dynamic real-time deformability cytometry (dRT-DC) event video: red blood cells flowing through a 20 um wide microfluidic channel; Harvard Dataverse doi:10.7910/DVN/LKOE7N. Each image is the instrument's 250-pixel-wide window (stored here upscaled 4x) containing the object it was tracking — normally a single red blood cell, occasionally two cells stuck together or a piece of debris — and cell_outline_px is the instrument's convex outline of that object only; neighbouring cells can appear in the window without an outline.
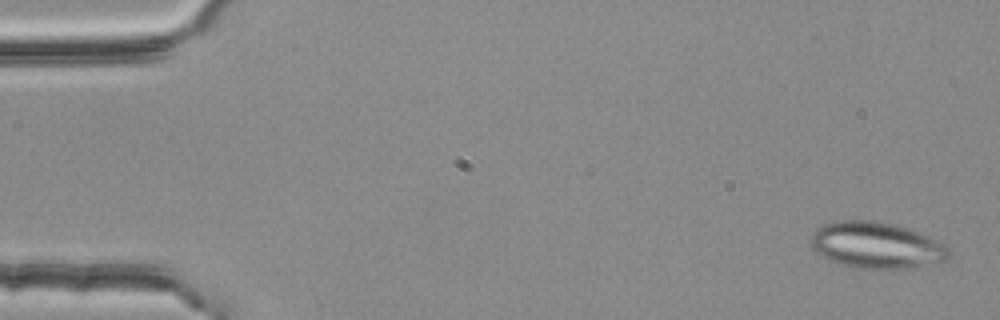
{"species": "common noctule bat (a hibernating species)", "species_latin": "Nyctalus noctula", "temperature_condition": "room temperature", "stored_images_in_passage": 4, "camera_frame_rate_fps": 3000, "um_per_image_px": 0.085, "animal": {"sex": "female", "body_mass_g": 25.1}, "frame": {"image": 1, "passage_image": 1, "time_ms": 0.0, "image_size_px": [1000, 320], "cell_outline_px": [[952, 256], [944, 260], [912, 268], [856, 268], [840, 264], [828, 260], [816, 252], [812, 248], [808, 240], [812, 232], [816, 228], [824, 224], [836, 220], [872, 220], [896, 224], [908, 228], [948, 244]], "centroid_in_image_um": [74.48, 20.83], "position_along_channel_um": 10.5, "area_um2": 37.8}}